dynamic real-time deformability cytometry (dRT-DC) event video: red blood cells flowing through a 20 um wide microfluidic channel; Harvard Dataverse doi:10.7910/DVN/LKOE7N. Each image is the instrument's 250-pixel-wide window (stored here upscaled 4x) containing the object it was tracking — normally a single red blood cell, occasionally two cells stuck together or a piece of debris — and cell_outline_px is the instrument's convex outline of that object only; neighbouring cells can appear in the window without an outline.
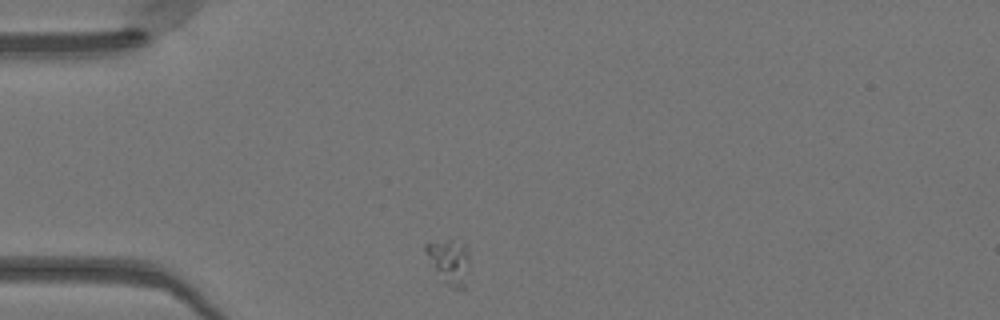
{"species": "Egyptian fruit bat (a non-hibernating species)", "species_latin": "Rousettus aegyptiacus", "temperature_condition": "warm", "stored_images_in_passage": 39, "camera_frame_rate_fps": 3000, "um_per_image_px": 0.085, "animal": {"sex": "female"}, "frame": {"image": 1, "passage_image": 1, "time_ms": 0.0, "image_size_px": [1000, 320], "cell_outline_px": [[468, 264], [464, 292], [460, 292], [452, 288], [444, 280], [424, 252], [424, 244], [448, 240], [464, 248], [468, 256]], "centroid_in_image_um": [38.18, 22.31], "position_along_channel_um": 46.8, "area_um2": 10.64}}